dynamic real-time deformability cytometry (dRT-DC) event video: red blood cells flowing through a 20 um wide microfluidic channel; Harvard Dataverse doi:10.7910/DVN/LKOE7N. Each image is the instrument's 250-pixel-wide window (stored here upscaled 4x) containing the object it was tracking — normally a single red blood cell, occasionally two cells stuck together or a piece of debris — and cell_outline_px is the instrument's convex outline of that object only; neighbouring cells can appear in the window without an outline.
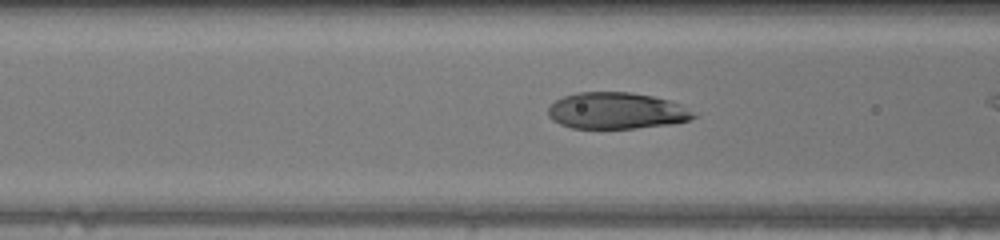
{"species": "human", "species_latin": "Homo sapiens", "temperature_condition": "warm", "stored_images_in_passage": 28, "camera_frame_rate_fps": 3000, "um_per_image_px": 0.085, "donor": {"sex": "female"}, "frame": {"image": 1, "passage_image": 8, "time_ms": 2.333, "image_size_px": [1000, 240], "cell_outline_px": [[696, 116], [688, 120], [672, 124], [636, 128], [572, 128], [560, 124], [552, 120], [548, 116], [548, 108], [556, 100], [564, 96], [576, 92], [628, 92], [652, 96], [684, 104]], "centroid_in_image_um": [52.4, 9.41], "position_along_channel_um": 114.2, "area_um2": 30.92}}
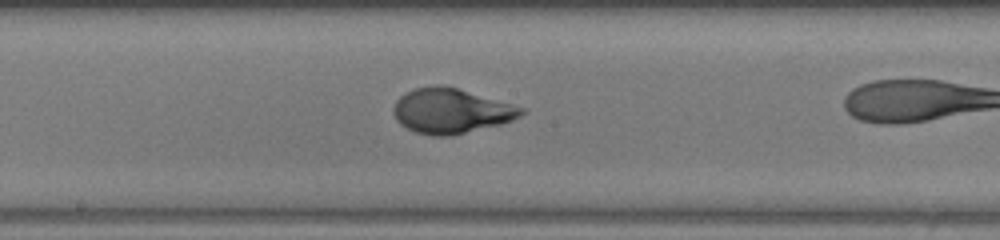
{"frame": {"image": 2, "passage_image": 15, "time_ms": 4.667, "image_size_px": [1000, 240], "cell_outline_px": [[524, 112], [520, 116], [512, 120], [500, 124], [448, 136], [432, 136], [416, 132], [400, 124], [396, 120], [392, 108], [396, 100], [404, 92], [412, 88], [436, 84], [444, 84], [524, 108]], "centroid_in_image_um": [38.27, 9.41], "position_along_channel_um": 209.9, "area_um2": 33.35}}
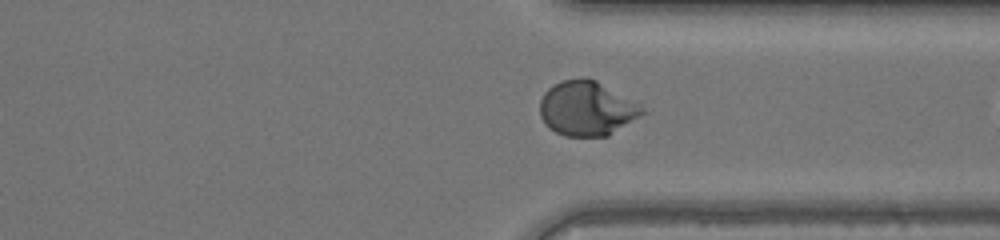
{"frame": {"image": 3, "passage_image": 26, "time_ms": 8.333, "image_size_px": [1000, 240], "cell_outline_px": [[652, 108], [648, 112], [608, 136], [564, 136], [548, 128], [544, 124], [540, 116], [540, 100], [544, 92], [548, 88], [560, 80], [580, 76], [588, 76]], "centroid_in_image_um": [49.95, 9.19], "position_along_channel_um": 361.5, "area_um2": 33.76}}